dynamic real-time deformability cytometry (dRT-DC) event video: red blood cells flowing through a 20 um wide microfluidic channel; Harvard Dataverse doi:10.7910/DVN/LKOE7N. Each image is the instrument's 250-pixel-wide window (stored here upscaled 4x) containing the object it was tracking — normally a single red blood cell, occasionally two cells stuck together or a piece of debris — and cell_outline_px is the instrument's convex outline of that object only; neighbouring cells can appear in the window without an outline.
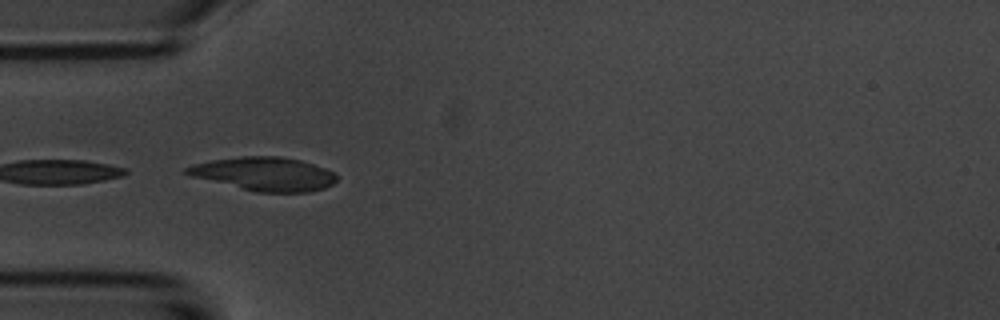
{"species": "common noctule bat (a hibernating species)", "species_latin": "Nyctalus noctula", "temperature_condition": "room temperature", "stored_images_in_passage": 8, "camera_frame_rate_fps": 3000, "um_per_image_px": 0.085, "animal": {"sex": "male", "body_mass_g": 20.1, "forearm_length_mm": 53.5}, "frame": {"image": 1, "passage_image": 4, "time_ms": 4.333, "image_size_px": [1000, 320], "cell_outline_px": [[336, 180], [332, 184], [324, 188], [308, 192], [256, 192], [188, 176], [184, 172], [184, 168], [192, 164], [212, 160], [240, 156], [280, 156], [300, 160], [336, 172]], "centroid_in_image_um": [22.42, 14.78], "position_along_channel_um": 62.6, "area_um2": 29.48}}